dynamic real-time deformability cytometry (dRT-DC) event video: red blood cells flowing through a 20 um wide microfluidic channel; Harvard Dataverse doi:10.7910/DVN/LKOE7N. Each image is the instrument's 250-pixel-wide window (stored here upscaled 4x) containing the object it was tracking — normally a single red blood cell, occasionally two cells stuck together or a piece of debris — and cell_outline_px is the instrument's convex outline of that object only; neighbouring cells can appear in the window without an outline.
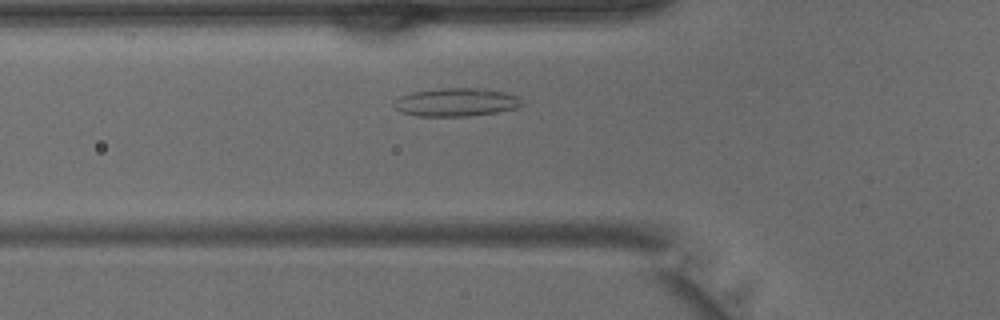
{"species": "common noctule bat (a hibernating species)", "species_latin": "Nyctalus noctula", "temperature_condition": "warm", "stored_images_in_passage": 32, "camera_frame_rate_fps": 3000, "um_per_image_px": 0.085, "animal": {"sex": "male", "body_mass_g": 15.6}, "frame": {"image": 1, "passage_image": 5, "time_ms": 1.333, "image_size_px": [1000, 320], "cell_outline_px": [[524, 104], [516, 108], [496, 112], [468, 116], [416, 116], [400, 112], [392, 104], [400, 96], [412, 92], [440, 88], [476, 88], [504, 92], [516, 96]], "centroid_in_image_um": [38.73, 8.69], "position_along_channel_um": 87.1, "area_um2": 20.92}}
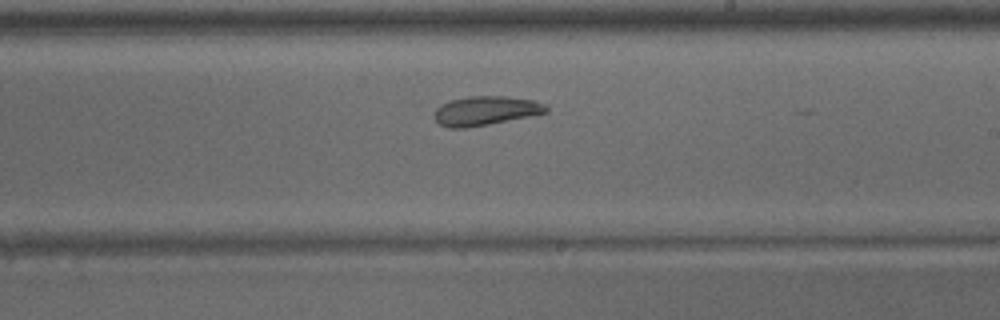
{"frame": {"image": 2, "passage_image": 15, "time_ms": 4.667, "image_size_px": [1000, 320], "cell_outline_px": [[548, 112], [488, 124], [464, 128], [448, 128], [440, 124], [432, 116], [436, 108], [440, 104], [452, 100], [468, 96], [508, 96], [532, 100], [548, 104]], "centroid_in_image_um": [41.25, 9.4], "position_along_channel_um": 247.7, "area_um2": 19.02}}
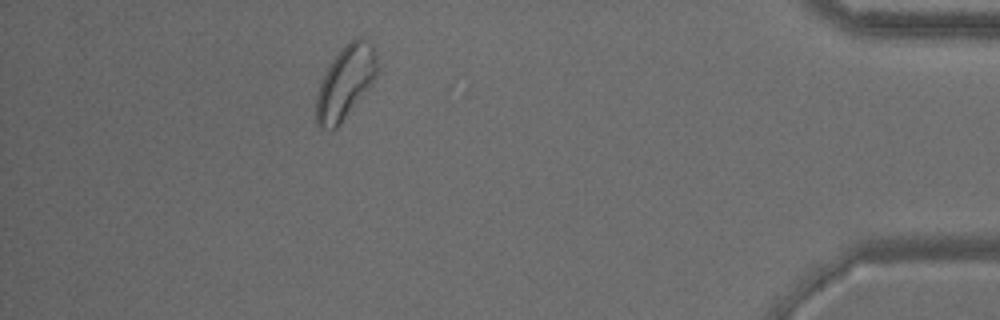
{"frame": {"image": 3, "passage_image": 28, "time_ms": 9.0, "image_size_px": [1000, 320], "cell_outline_px": [[380, 68], [372, 84], [340, 124], [336, 128], [320, 128], [316, 124], [316, 96], [320, 84], [332, 60], [344, 44], [356, 36], [360, 36], [372, 44], [376, 52]], "centroid_in_image_um": [29.4, 6.96], "position_along_channel_um": 405.8, "area_um2": 26.07}}